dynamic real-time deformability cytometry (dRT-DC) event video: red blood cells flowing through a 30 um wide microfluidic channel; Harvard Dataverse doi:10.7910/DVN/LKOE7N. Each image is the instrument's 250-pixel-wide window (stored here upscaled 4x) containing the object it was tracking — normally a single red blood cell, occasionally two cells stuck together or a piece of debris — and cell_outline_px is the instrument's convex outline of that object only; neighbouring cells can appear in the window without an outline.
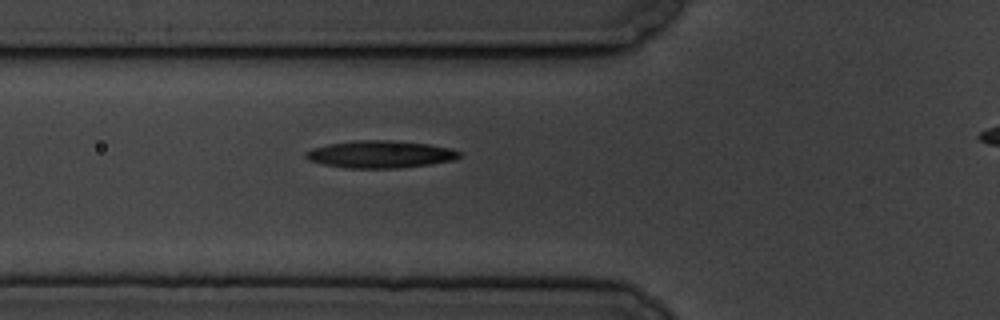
{"species": "common noctule bat (a hibernating species)", "species_latin": "Nyctalus noctula", "temperature_condition": "cold", "stored_images_in_passage": 6, "camera_frame_rate_fps": 3000, "um_per_image_px": 0.085, "animal": {"sex": "male", "body_mass_g": 19.5, "forearm_length_mm": 54.6}, "frame": {"image": 1, "passage_image": 6, "time_ms": 6.667, "image_size_px": [1000, 320], "cell_outline_px": [[464, 156], [456, 160], [432, 164], [400, 168], [348, 168], [324, 164], [308, 160], [304, 156], [304, 152], [312, 148], [328, 144], [352, 140], [396, 140], [428, 144], [452, 148], [460, 152]], "centroid_in_image_um": [32.37, 13.11], "position_along_channel_um": 93.4, "area_um2": 24.85}}